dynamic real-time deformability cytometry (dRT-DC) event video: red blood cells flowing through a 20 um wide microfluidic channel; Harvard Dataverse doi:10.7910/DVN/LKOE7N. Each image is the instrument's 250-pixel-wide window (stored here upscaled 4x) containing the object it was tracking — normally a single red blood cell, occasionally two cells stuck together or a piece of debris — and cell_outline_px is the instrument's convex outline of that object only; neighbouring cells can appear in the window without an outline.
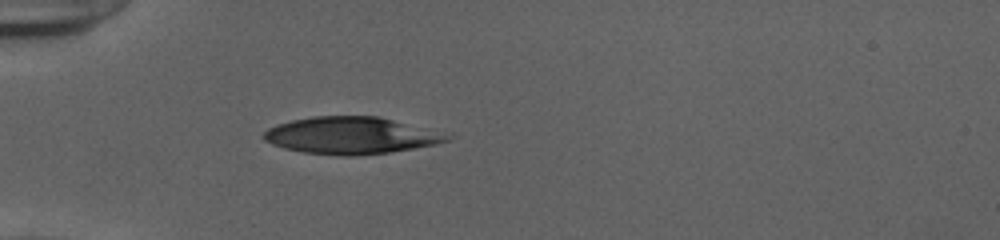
{"species": "human", "species_latin": "Homo sapiens", "temperature_condition": "cold", "stored_images_in_passage": 37, "camera_frame_rate_fps": 3000, "um_per_image_px": 0.085, "donor": {"sex": "female"}, "frame": {"image": 1, "passage_image": 1, "time_ms": 0.0, "image_size_px": [1000, 240], "cell_outline_px": [[456, 136], [452, 140], [436, 144], [388, 152], [356, 156], [344, 156], [304, 152], [284, 148], [272, 144], [264, 140], [264, 132], [268, 128], [276, 124], [292, 120], [312, 116], [376, 116], [452, 132]], "centroid_in_image_um": [29.96, 11.5], "position_along_channel_um": 55.0, "area_um2": 40.11}}
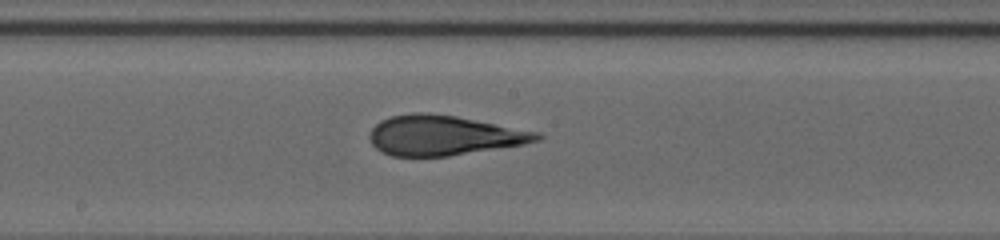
{"frame": {"image": 2, "passage_image": 14, "time_ms": 4.333, "image_size_px": [1000, 240], "cell_outline_px": [[544, 136], [540, 140], [524, 144], [448, 156], [392, 156], [380, 152], [372, 144], [368, 136], [372, 128], [380, 120], [392, 116], [412, 112], [428, 112], [456, 116], [540, 132]], "centroid_in_image_um": [37.7, 11.5], "position_along_channel_um": 210.5, "area_um2": 39.02}}
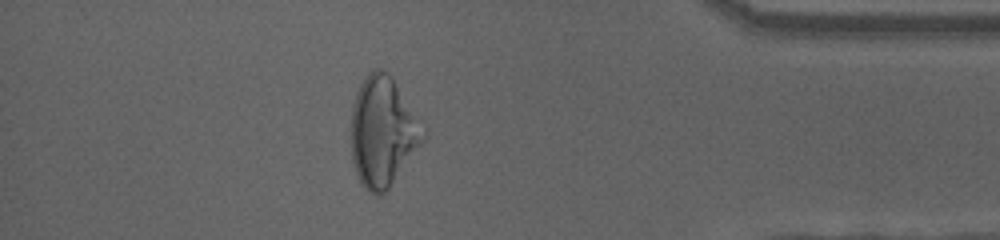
{"frame": {"image": 3, "passage_image": 31, "time_ms": 10.0, "image_size_px": [1000, 240], "cell_outline_px": [[428, 136], [388, 188], [380, 196], [376, 196], [368, 192], [364, 188], [356, 172], [352, 160], [352, 104], [360, 84], [368, 72], [376, 68], [380, 68], [388, 72], [428, 132]], "centroid_in_image_um": [32.55, 11.2], "position_along_channel_um": 402.6, "area_um2": 46.01}, "authors_computed_cell_mechanics": {"area_um2": 39.5352, "velocity_mm_per_s": 3.9221, "shape_relaxation_time_tau1_ms": null, "shape_relaxation_time_tau2_ms": 1.4044, "deformation_change_tau1": null, "deformation_change_tau2": 0.1088}}